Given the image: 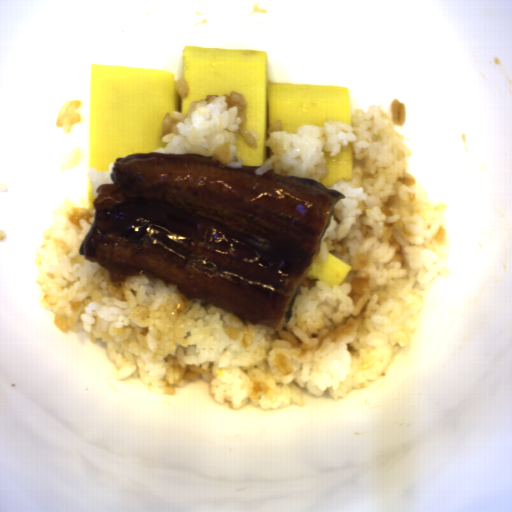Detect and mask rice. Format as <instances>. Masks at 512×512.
<instances>
[{
    "label": "rice",
    "instance_id": "652b925c",
    "mask_svg": "<svg viewBox=\"0 0 512 512\" xmlns=\"http://www.w3.org/2000/svg\"><path fill=\"white\" fill-rule=\"evenodd\" d=\"M406 103L392 98L353 110L350 123L332 120L282 132L267 128L273 154L255 171L270 169L320 181L326 151L352 144V180L326 186L345 194L320 244L352 268L341 285L302 281L290 318L274 330L198 299L178 286L142 275L111 282L79 249L96 218L93 208L67 197L56 208L35 249L40 308L62 333H86L117 370L151 392L176 394L202 376L217 403L243 409L289 408L305 390L334 400L368 388L388 374L418 329L425 293L450 270L446 202L434 204L408 173L413 151L395 125L406 126ZM313 266V267H314Z\"/></svg>",
    "mask_w": 512,
    "mask_h": 512
},
{
    "label": "rice",
    "instance_id": "023b6e5f",
    "mask_svg": "<svg viewBox=\"0 0 512 512\" xmlns=\"http://www.w3.org/2000/svg\"><path fill=\"white\" fill-rule=\"evenodd\" d=\"M238 135L247 147L257 149V131L247 128V100L242 93L207 94L205 100H193L186 115L166 113L162 122L160 150L165 154H193L212 157L230 167H243L237 154Z\"/></svg>",
    "mask_w": 512,
    "mask_h": 512
},
{
    "label": "rice",
    "instance_id": "8eca5e8b",
    "mask_svg": "<svg viewBox=\"0 0 512 512\" xmlns=\"http://www.w3.org/2000/svg\"><path fill=\"white\" fill-rule=\"evenodd\" d=\"M79 99L67 100L57 112L56 127H63V133H69L76 123H81L82 115L77 109L81 108Z\"/></svg>",
    "mask_w": 512,
    "mask_h": 512
},
{
    "label": "rice",
    "instance_id": "acb35da6",
    "mask_svg": "<svg viewBox=\"0 0 512 512\" xmlns=\"http://www.w3.org/2000/svg\"><path fill=\"white\" fill-rule=\"evenodd\" d=\"M115 162V161H114ZM114 162H110L109 167L106 172H97L95 167H90L88 171V178L90 179V183L92 185L91 193L96 199L98 195V188L104 183H113L111 178Z\"/></svg>",
    "mask_w": 512,
    "mask_h": 512
},
{
    "label": "rice",
    "instance_id": "b023fe2a",
    "mask_svg": "<svg viewBox=\"0 0 512 512\" xmlns=\"http://www.w3.org/2000/svg\"><path fill=\"white\" fill-rule=\"evenodd\" d=\"M82 155L83 148L81 146H77L68 157L61 161L58 170L62 172L65 169H73L80 164Z\"/></svg>",
    "mask_w": 512,
    "mask_h": 512
},
{
    "label": "rice",
    "instance_id": "e3fd555f",
    "mask_svg": "<svg viewBox=\"0 0 512 512\" xmlns=\"http://www.w3.org/2000/svg\"><path fill=\"white\" fill-rule=\"evenodd\" d=\"M174 89L176 93L181 96L182 98H186L189 94V86L187 80L180 76L178 79H176Z\"/></svg>",
    "mask_w": 512,
    "mask_h": 512
}]
</instances>
